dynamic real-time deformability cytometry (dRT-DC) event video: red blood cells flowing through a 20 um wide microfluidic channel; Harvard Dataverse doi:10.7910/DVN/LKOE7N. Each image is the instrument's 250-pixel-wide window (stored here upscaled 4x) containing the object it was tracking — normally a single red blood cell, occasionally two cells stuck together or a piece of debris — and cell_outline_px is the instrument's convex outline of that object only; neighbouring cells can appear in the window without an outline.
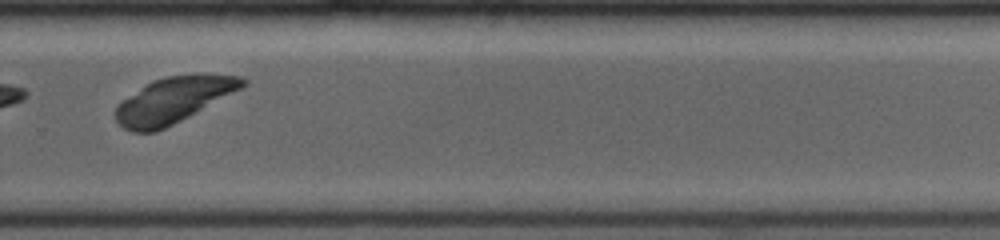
{"species": "common noctule bat (a hibernating species)", "species_latin": "Nyctalus noctula", "temperature_condition": "room temperature", "stored_images_in_passage": 20, "camera_frame_rate_fps": 4000, "um_per_image_px": 0.085, "animal": {"sex": "female", "body_mass_g": 19.0, "forearm_length_mm": 53.3}, "frame": {"image": 1, "passage_image": 12, "time_ms": 6.25, "image_size_px": [1000, 240], "cell_outline_px": [[248, 84], [188, 116], [156, 132], [132, 132], [124, 128], [116, 120], [116, 108], [124, 100], [152, 80], [168, 76], [240, 76], [248, 80]], "centroid_in_image_um": [14.7, 8.53], "position_along_channel_um": 315.1, "area_um2": 32.31}}